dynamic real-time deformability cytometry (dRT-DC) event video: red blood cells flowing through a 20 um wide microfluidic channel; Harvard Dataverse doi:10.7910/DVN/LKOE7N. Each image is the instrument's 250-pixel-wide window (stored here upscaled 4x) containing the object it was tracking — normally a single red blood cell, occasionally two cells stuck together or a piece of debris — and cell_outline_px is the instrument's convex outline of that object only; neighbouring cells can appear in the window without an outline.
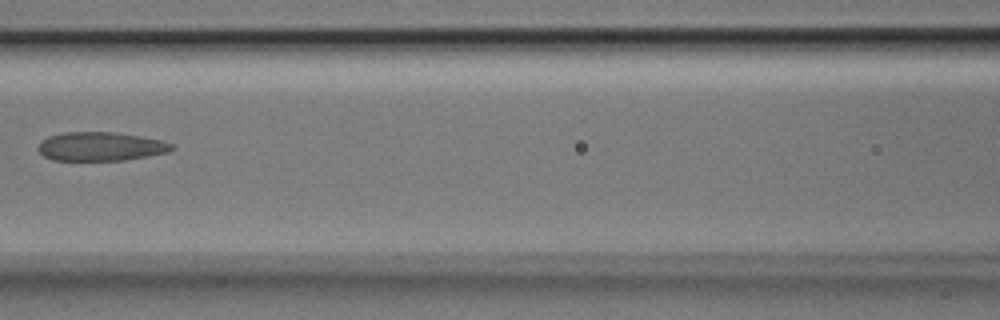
{"species": "Egyptian fruit bat (a non-hibernating species)", "species_latin": "Rousettus aegyptiacus", "temperature_condition": "room temperature", "stored_images_in_passage": 3, "camera_frame_rate_fps": 3000, "um_per_image_px": 0.085, "animal": {"sex": "male"}, "frame": {"image": 1, "passage_image": 3, "time_ms": 0.667, "image_size_px": [1000, 320], "cell_outline_px": [[176, 148], [168, 152], [148, 156], [124, 160], [52, 160], [44, 156], [36, 148], [40, 140], [48, 136], [64, 132], [116, 132], [140, 136], [160, 140], [172, 144]], "centroid_in_image_um": [8.52, 12.44], "position_along_channel_um": 158.1, "area_um2": 22.54}}